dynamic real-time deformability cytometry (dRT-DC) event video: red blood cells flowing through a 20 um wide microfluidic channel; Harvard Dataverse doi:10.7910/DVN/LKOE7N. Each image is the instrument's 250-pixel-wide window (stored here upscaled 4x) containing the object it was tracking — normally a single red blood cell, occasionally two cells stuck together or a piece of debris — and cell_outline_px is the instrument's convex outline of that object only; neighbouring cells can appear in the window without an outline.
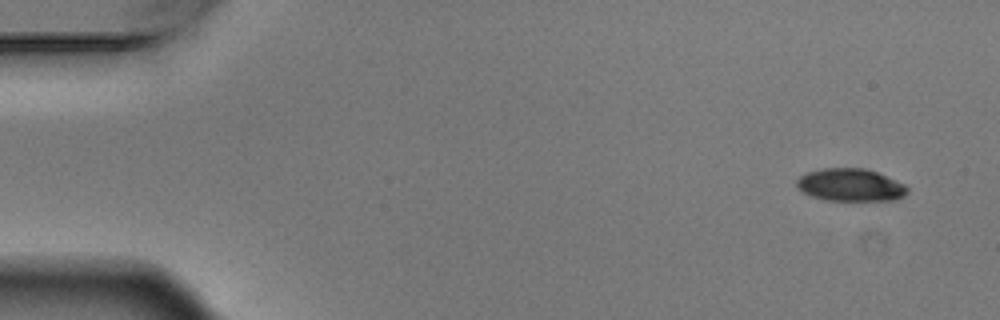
{"species": "Egyptian fruit bat (a non-hibernating species)", "species_latin": "Rousettus aegyptiacus", "temperature_condition": "warm", "stored_images_in_passage": 8, "camera_frame_rate_fps": 3000, "um_per_image_px": 0.085, "animal": {"sex": "male"}, "frame": {"image": 1, "passage_image": 1, "time_ms": 0.0, "image_size_px": [1000, 320], "cell_outline_px": [[908, 192], [904, 196], [896, 200], [828, 200], [812, 196], [804, 192], [796, 184], [796, 180], [804, 172], [820, 168], [864, 168], [876, 172], [896, 180], [904, 184], [908, 188]], "centroid_in_image_um": [72.29, 15.71], "position_along_channel_um": 12.7, "area_um2": 20.98}}
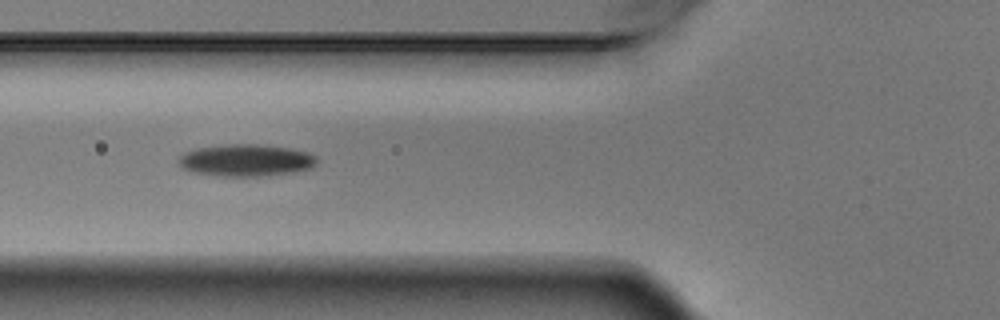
{"frame": {"image": 2, "passage_image": 6, "time_ms": 1.667, "image_size_px": [1000, 320], "cell_outline_px": [[316, 164], [312, 168], [288, 172], [260, 176], [220, 176], [192, 172], [184, 168], [180, 164], [180, 156], [184, 152], [196, 148], [228, 144], [260, 144], [292, 148], [308, 152], [316, 156]], "centroid_in_image_um": [20.92, 13.61], "position_along_channel_um": 104.9, "area_um2": 25.66}}
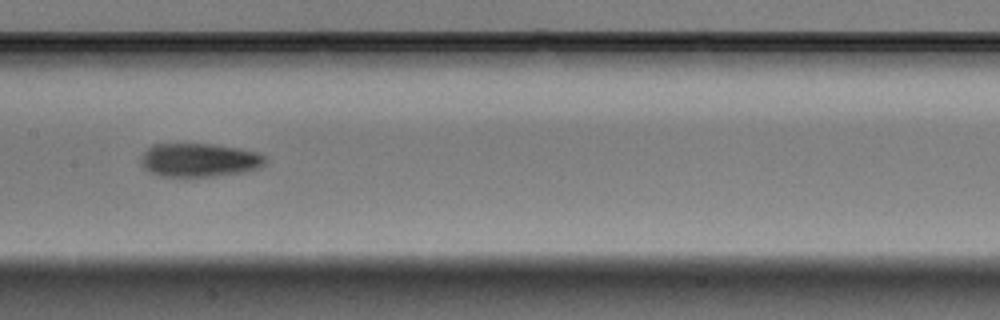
{"frame": {"image": 3, "passage_image": 8, "time_ms": 2.333, "image_size_px": [1000, 320], "cell_outline_px": [[268, 160], [260, 168], [244, 172], [216, 176], [160, 176], [148, 172], [140, 164], [140, 160], [144, 152], [152, 144], [212, 144], [240, 148], [260, 152]], "centroid_in_image_um": [16.96, 13.6], "position_along_channel_um": 190.4, "area_um2": 24.62}}